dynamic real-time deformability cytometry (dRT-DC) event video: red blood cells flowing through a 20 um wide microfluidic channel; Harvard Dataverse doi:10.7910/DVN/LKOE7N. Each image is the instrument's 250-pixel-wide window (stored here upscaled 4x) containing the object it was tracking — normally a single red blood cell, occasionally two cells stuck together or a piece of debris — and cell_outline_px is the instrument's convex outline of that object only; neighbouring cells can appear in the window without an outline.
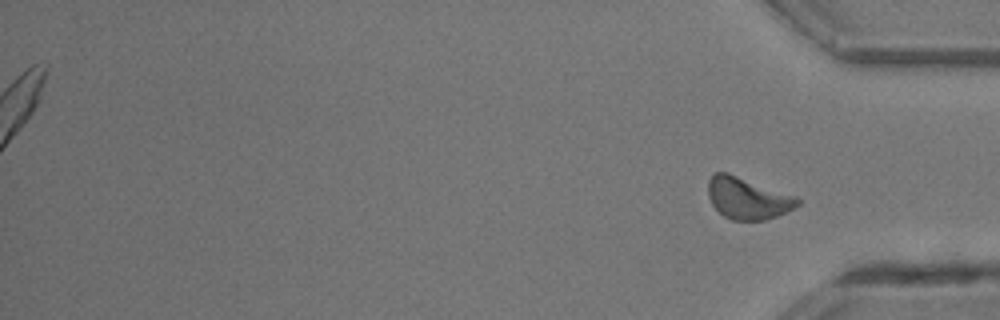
{"species": "common noctule bat (a hibernating species)", "species_latin": "Nyctalus noctula", "temperature_condition": "room temperature", "stored_images_in_passage": 33, "segment_of_instrument_passage": [2, 2], "camera_frame_rate_fps": 3000, "um_per_image_px": 0.085, "animal": {"sex": "male", "body_mass_g": 13.3}, "frame": {"image": 1, "passage_image": 33, "time_ms": 10.667, "image_size_px": [1000, 320], "cell_outline_px": [[800, 204], [776, 216], [764, 220], [732, 220], [724, 216], [712, 204], [708, 196], [708, 180], [716, 172], [728, 172], [800, 196]], "centroid_in_image_um": [63.58, 16.82], "position_along_channel_um": 371.6, "area_um2": 21.96}}